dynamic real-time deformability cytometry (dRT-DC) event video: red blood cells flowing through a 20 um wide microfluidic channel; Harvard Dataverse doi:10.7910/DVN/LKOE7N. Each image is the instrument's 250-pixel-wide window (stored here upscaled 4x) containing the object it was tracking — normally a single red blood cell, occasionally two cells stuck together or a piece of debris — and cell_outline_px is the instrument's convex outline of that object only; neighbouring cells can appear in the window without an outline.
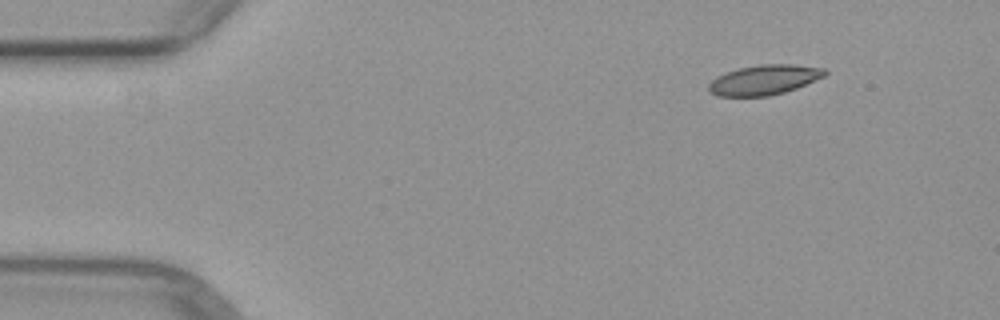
{"species": "common noctule bat (a hibernating species)", "species_latin": "Nyctalus noctula", "temperature_condition": "warm", "stored_images_in_passage": 3, "camera_frame_rate_fps": 3000, "um_per_image_px": 0.085, "animal": {"sex": "female", "body_mass_g": 29.2, "forearm_length_mm": 56.3}, "frame": {"image": 1, "passage_image": 1, "time_ms": 0.0, "image_size_px": [1000, 320], "cell_outline_px": [[828, 72], [824, 76], [796, 88], [784, 92], [768, 96], [716, 96], [708, 92], [708, 84], [716, 76], [740, 68], [760, 64], [792, 64], [824, 68]], "centroid_in_image_um": [64.93, 6.79], "position_along_channel_um": 20.1, "area_um2": 20.17}}